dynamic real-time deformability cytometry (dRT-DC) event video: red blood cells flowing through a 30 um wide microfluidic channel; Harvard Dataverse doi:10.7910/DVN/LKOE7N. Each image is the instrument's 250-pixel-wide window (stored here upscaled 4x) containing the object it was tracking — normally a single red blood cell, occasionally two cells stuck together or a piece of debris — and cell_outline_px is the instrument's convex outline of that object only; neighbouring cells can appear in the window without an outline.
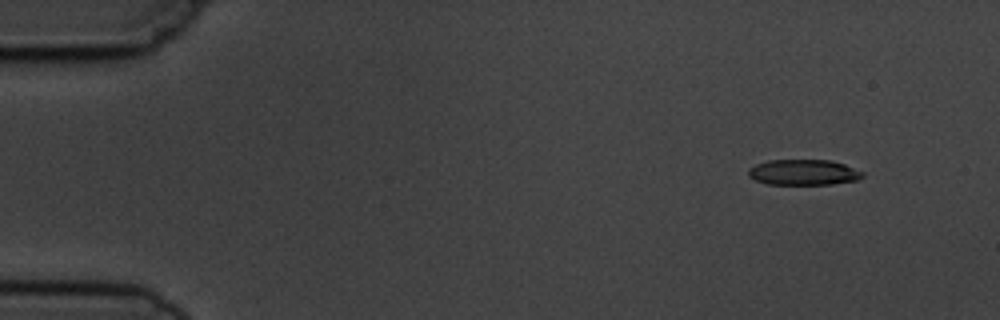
{"species": "common noctule bat (a hibernating species)", "species_latin": "Nyctalus noctula", "temperature_condition": "cold", "stored_images_in_passage": 4, "camera_frame_rate_fps": 3000, "um_per_image_px": 0.085, "animal": {"sex": "male", "body_mass_g": 19.5, "forearm_length_mm": 54.6}, "frame": {"image": 1, "passage_image": 1, "time_ms": 0.0, "image_size_px": [1000, 320], "cell_outline_px": [[864, 176], [856, 180], [832, 184], [768, 184], [756, 180], [748, 176], [748, 168], [756, 164], [768, 160], [832, 160], [844, 164], [864, 172]], "centroid_in_image_um": [68.3, 14.64], "position_along_channel_um": 16.7, "area_um2": 17.05}}
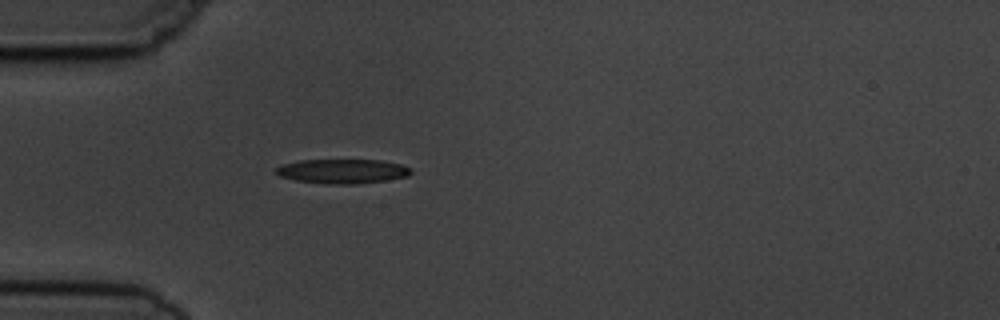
{"frame": {"image": 2, "passage_image": 4, "time_ms": 3.667, "image_size_px": [1000, 320], "cell_outline_px": [[412, 172], [408, 176], [384, 180], [356, 184], [328, 184], [296, 180], [280, 176], [276, 172], [276, 168], [284, 164], [300, 160], [380, 160], [400, 164], [412, 168]], "centroid_in_image_um": [29.14, 14.55], "position_along_channel_um": 55.9, "area_um2": 19.02}}